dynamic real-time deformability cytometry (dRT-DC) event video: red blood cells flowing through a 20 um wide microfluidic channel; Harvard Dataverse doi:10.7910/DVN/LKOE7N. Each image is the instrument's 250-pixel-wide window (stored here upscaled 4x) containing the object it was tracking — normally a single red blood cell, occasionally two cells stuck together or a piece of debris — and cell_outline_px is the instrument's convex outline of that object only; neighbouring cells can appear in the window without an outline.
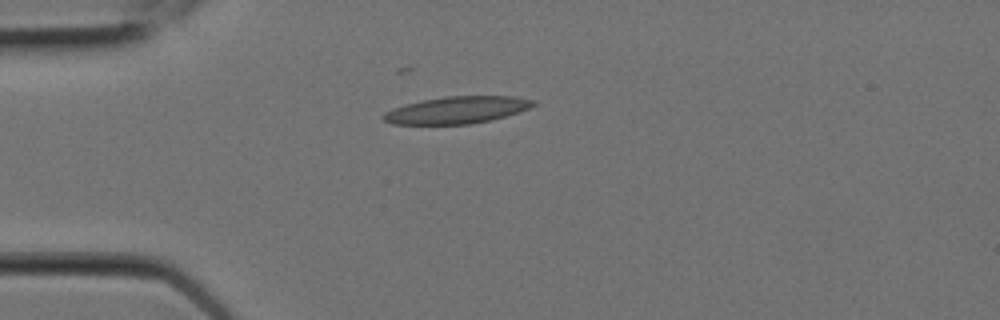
{"species": "Egyptian fruit bat (a non-hibernating species)", "species_latin": "Rousettus aegyptiacus", "temperature_condition": "room temperature", "stored_images_in_passage": 5, "camera_frame_rate_fps": 3000, "um_per_image_px": 0.085, "animal": {"sex": "female"}, "frame": {"image": 1, "passage_image": 1, "time_ms": 0.0, "image_size_px": [1000, 320], "cell_outline_px": [[536, 104], [528, 108], [492, 120], [468, 124], [392, 124], [384, 120], [380, 116], [384, 112], [392, 108], [424, 100], [444, 96], [512, 96], [536, 100]], "centroid_in_image_um": [38.81, 9.35], "position_along_channel_um": 46.2, "area_um2": 23.47}}
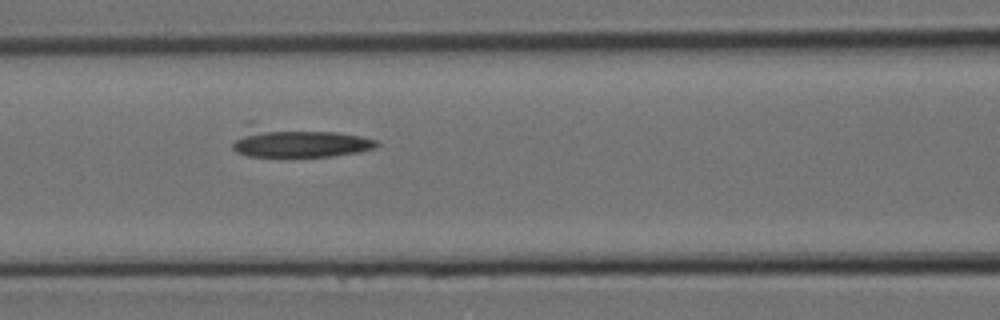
{"frame": {"image": 2, "passage_image": 4, "time_ms": 1.0, "image_size_px": [1000, 320], "cell_outline_px": [[380, 144], [376, 148], [360, 152], [332, 156], [248, 156], [236, 152], [232, 148], [232, 144], [244, 120], [256, 120], [336, 132], [360, 136], [376, 140]], "centroid_in_image_um": [25.14, 11.99], "position_along_channel_um": 141.5, "area_um2": 27.11}}
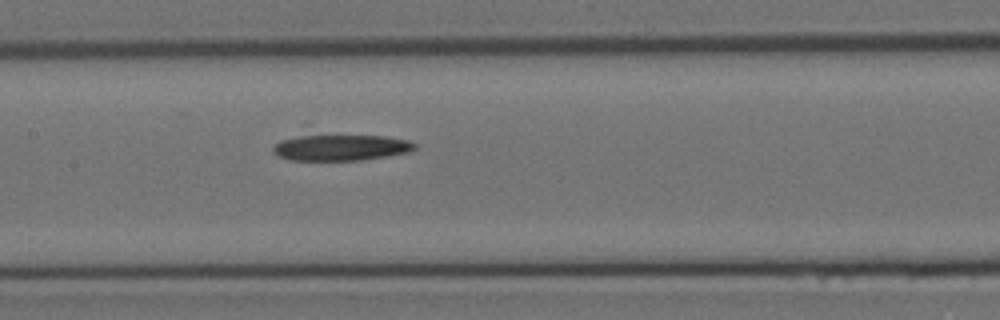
{"frame": {"image": 3, "passage_image": 5, "time_ms": 1.333, "image_size_px": [1000, 320], "cell_outline_px": [[416, 148], [408, 152], [388, 156], [360, 160], [288, 160], [272, 152], [272, 148], [280, 140], [300, 136], [384, 136], [408, 140], [416, 144]], "centroid_in_image_um": [28.98, 12.55], "position_along_channel_um": 178.4, "area_um2": 21.21}}